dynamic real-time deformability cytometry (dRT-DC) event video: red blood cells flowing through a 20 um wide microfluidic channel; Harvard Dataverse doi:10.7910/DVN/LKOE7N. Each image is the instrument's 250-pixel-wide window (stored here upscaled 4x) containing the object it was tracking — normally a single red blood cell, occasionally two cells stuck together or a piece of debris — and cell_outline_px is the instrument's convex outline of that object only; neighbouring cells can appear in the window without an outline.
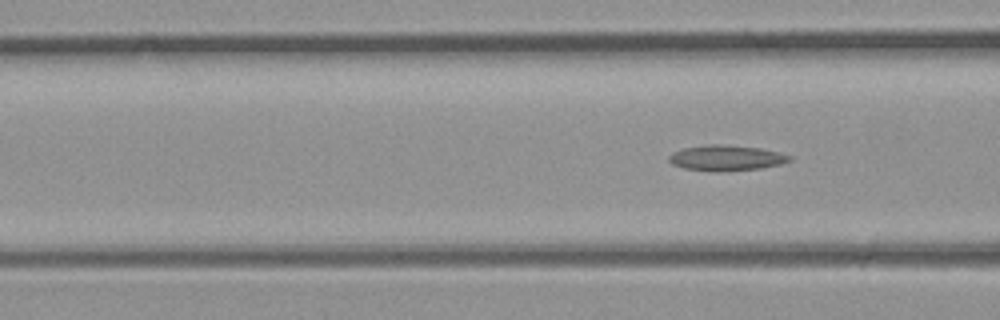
{"species": "common noctule bat (a hibernating species)", "species_latin": "Nyctalus noctula", "temperature_condition": "room temperature", "stored_images_in_passage": 4, "camera_frame_rate_fps": 3000, "um_per_image_px": 0.085, "animal": {"sex": "male", "body_mass_g": 23.1, "forearm_length_mm": 52.7}, "frame": {"image": 1, "passage_image": 4, "time_ms": 1.0, "image_size_px": [1000, 320], "cell_outline_px": [[792, 160], [780, 164], [760, 168], [720, 172], [716, 172], [684, 168], [672, 164], [668, 160], [668, 156], [672, 152], [684, 148], [708, 144], [720, 144], [760, 148], [792, 156]], "centroid_in_image_um": [61.7, 13.43], "position_along_channel_um": 104.9, "area_um2": 17.92}}